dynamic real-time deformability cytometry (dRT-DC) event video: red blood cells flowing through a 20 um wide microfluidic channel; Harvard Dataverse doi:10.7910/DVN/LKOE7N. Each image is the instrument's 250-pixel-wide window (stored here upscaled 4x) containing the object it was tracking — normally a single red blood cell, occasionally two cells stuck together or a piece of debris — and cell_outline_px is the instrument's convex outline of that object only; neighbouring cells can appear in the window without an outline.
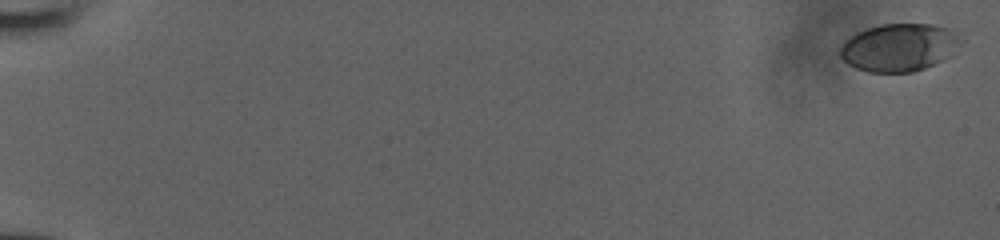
{"species": "human", "species_latin": "Homo sapiens", "temperature_condition": "room temperature", "stored_images_in_passage": 11, "camera_frame_rate_fps": 3000, "um_per_image_px": 0.085, "donor": {"sex": "male"}, "frame": {"image": 1, "passage_image": 1, "time_ms": 0.0, "image_size_px": [1000, 240], "cell_outline_px": [[964, 40], [944, 60], [936, 64], [912, 72], [868, 72], [856, 68], [848, 64], [840, 56], [840, 48], [856, 32], [880, 24], [936, 24], [952, 28]], "centroid_in_image_um": [76.48, 4.02], "position_along_channel_um": 8.5, "area_um2": 33.7}}
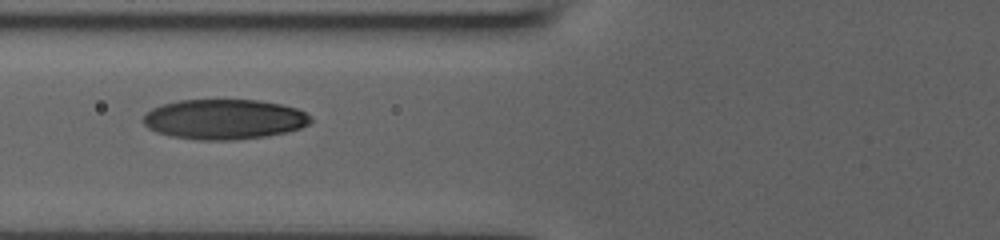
{"frame": {"image": 2, "passage_image": 8, "time_ms": 2.333, "image_size_px": [1000, 240], "cell_outline_px": [[312, 120], [308, 124], [300, 128], [288, 132], [264, 136], [236, 140], [196, 140], [172, 136], [156, 132], [148, 128], [144, 124], [144, 116], [152, 108], [164, 104], [180, 100], [260, 100], [280, 104], [296, 108], [312, 116]], "centroid_in_image_um": [19.07, 10.14], "position_along_channel_um": 106.7, "area_um2": 39.07}}
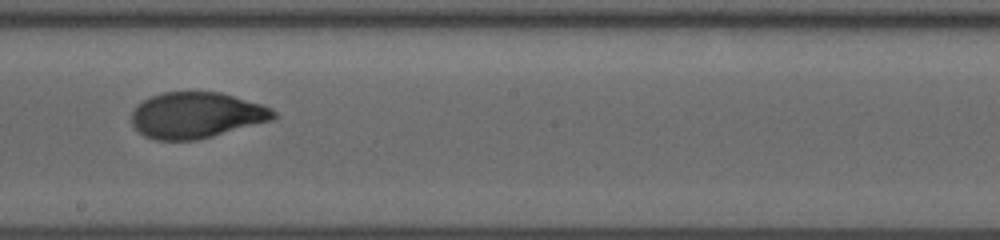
{"frame": {"image": 3, "passage_image": 11, "time_ms": 3.333, "image_size_px": [1000, 240], "cell_outline_px": [[276, 116], [272, 120], [212, 136], [196, 140], [156, 140], [144, 136], [132, 124], [132, 112], [136, 104], [152, 96], [164, 92], [220, 92], [264, 104], [272, 108], [276, 112]], "centroid_in_image_um": [16.7, 9.79], "position_along_channel_um": 231.5, "area_um2": 38.03}}